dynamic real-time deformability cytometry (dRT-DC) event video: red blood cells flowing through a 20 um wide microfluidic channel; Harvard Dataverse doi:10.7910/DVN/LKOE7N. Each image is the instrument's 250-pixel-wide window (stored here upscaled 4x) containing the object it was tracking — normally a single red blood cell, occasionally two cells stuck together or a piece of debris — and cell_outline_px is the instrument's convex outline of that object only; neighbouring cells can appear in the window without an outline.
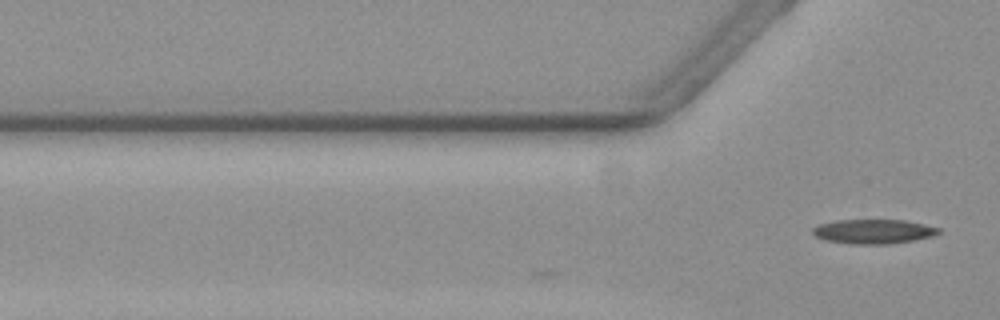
{"species": "common noctule bat (a hibernating species)", "species_latin": "Nyctalus noctula", "temperature_condition": "warm", "stored_images_in_passage": 6, "camera_frame_rate_fps": 3000, "um_per_image_px": 0.085, "animal": {"sex": "female", "body_mass_g": 19.3, "forearm_length_mm": 54.1}, "frame": {"image": 1, "passage_image": 6, "time_ms": 1.667, "image_size_px": [1000, 320], "cell_outline_px": [[940, 232], [928, 236], [912, 240], [884, 244], [856, 244], [824, 240], [816, 236], [812, 232], [812, 228], [820, 224], [836, 220], [904, 220], [924, 224], [940, 228]], "centroid_in_image_um": [74.2, 19.66], "position_along_channel_um": 51.6, "area_um2": 17.57}}